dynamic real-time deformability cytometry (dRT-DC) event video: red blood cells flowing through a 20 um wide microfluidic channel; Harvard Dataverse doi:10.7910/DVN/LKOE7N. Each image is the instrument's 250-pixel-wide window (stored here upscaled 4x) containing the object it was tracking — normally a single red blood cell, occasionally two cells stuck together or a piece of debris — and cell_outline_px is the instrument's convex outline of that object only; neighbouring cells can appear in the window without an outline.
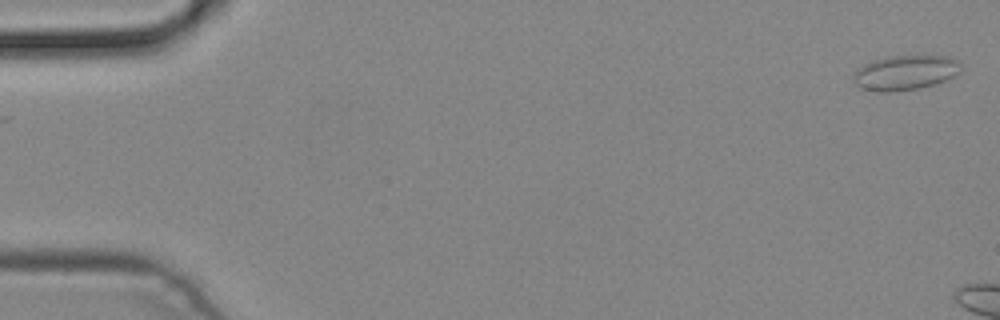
{"species": "common noctule bat (a hibernating species)", "species_latin": "Nyctalus noctula", "temperature_condition": "cold", "stored_images_in_passage": 5, "camera_frame_rate_fps": 3000, "um_per_image_px": 0.085, "animal": {"sex": "male", "body_mass_g": 19.2, "forearm_length_mm": 51.8}, "frame": {"image": 1, "passage_image": 1, "time_ms": 0.0, "image_size_px": [1000, 320], "cell_outline_px": [[960, 72], [936, 84], [920, 88], [888, 92], [876, 92], [860, 88], [856, 84], [856, 68], [872, 60], [884, 56], [952, 56], [960, 64]], "centroid_in_image_um": [76.94, 6.17], "position_along_channel_um": 8.1, "area_um2": 21.73}}